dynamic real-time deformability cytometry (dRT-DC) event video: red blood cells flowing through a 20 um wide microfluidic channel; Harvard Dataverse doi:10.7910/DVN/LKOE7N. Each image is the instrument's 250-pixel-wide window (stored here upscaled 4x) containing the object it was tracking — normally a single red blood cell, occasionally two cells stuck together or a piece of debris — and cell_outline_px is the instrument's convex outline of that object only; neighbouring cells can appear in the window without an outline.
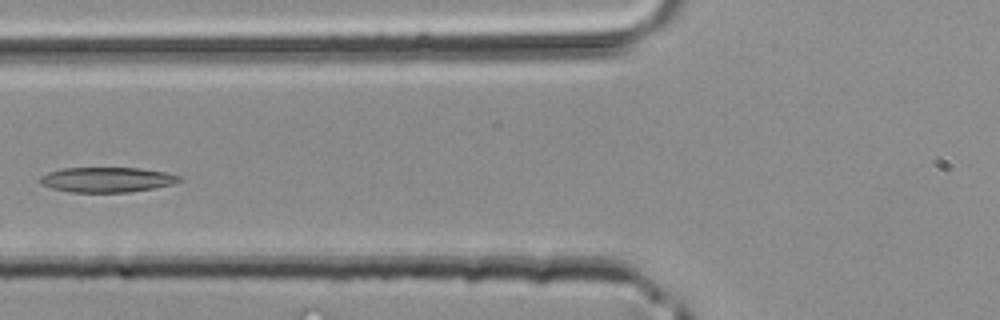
{"species": "common noctule bat (a hibernating species)", "species_latin": "Nyctalus noctula", "temperature_condition": "room temperature", "stored_images_in_passage": 41, "segment_of_instrument_passage": [1, 2], "camera_frame_rate_fps": 3000, "um_per_image_px": 0.085, "animal": {"sex": "male", "body_mass_g": 20.4}, "frame": {"image": 1, "passage_image": 15, "time_ms": 4.667, "image_size_px": [1000, 320], "cell_outline_px": [[180, 180], [172, 184], [152, 188], [128, 192], [72, 192], [52, 188], [40, 184], [40, 176], [48, 172], [64, 168], [140, 168], [164, 172], [180, 176]], "centroid_in_image_um": [9.05, 15.27], "position_along_channel_um": 116.8, "area_um2": 20.06}}
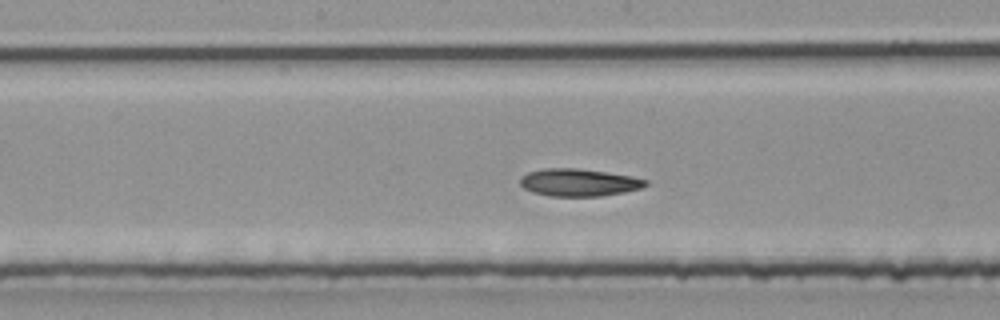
{"frame": {"image": 2, "passage_image": 20, "time_ms": 6.333, "image_size_px": [1000, 320], "cell_outline_px": [[648, 184], [640, 188], [624, 192], [600, 196], [548, 196], [532, 192], [524, 188], [520, 184], [520, 176], [528, 172], [544, 168], [576, 168], [632, 176], [648, 180]], "centroid_in_image_um": [49.17, 15.51], "position_along_channel_um": 199.0, "area_um2": 20.06}}
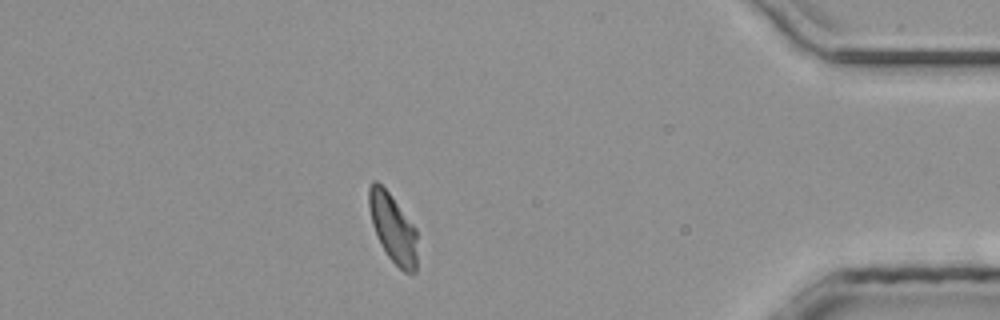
{"frame": {"image": 3, "passage_image": 35, "time_ms": 11.333, "image_size_px": [1000, 320], "cell_outline_px": [[416, 272], [404, 272], [388, 256], [380, 244], [372, 224], [368, 204], [368, 188], [372, 180], [376, 180], [388, 192], [416, 228]], "centroid_in_image_um": [33.37, 19.37], "position_along_channel_um": 401.8, "area_um2": 19.13}}